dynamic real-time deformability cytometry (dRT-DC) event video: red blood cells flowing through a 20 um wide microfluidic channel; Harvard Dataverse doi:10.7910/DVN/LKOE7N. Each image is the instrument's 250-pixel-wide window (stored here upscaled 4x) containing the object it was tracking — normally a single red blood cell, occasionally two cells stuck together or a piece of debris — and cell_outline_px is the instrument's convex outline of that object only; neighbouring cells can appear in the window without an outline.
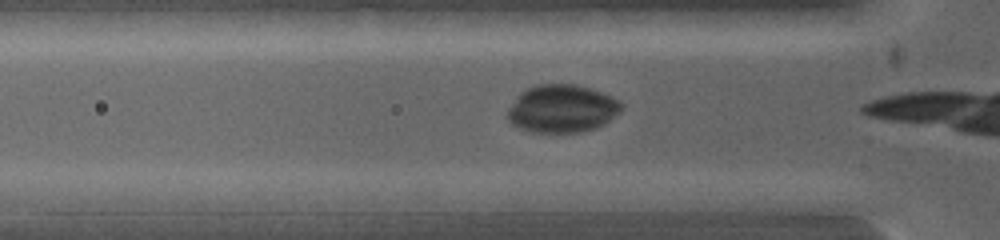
{"species": "common noctule bat (a hibernating species)", "species_latin": "Nyctalus noctula", "temperature_condition": "warm", "stored_images_in_passage": 5, "segment_of_instrument_passage": [1, 2], "camera_frame_rate_fps": 5000, "um_per_image_px": 0.085, "animal": {"sex": "female", "body_mass_g": 19.0, "forearm_length_mm": 53.3}, "frame": {"image": 1, "passage_image": 4, "time_ms": 0.6, "image_size_px": [1000, 240], "cell_outline_px": [[388, 208], [384, 212], [252, 212], [244, 200], [252, 188], [376, 192], [388, 200]], "centroid_in_image_um": [26.72, 17.09], "position_along_channel_um": 99.1, "area_um2": 21.73}}